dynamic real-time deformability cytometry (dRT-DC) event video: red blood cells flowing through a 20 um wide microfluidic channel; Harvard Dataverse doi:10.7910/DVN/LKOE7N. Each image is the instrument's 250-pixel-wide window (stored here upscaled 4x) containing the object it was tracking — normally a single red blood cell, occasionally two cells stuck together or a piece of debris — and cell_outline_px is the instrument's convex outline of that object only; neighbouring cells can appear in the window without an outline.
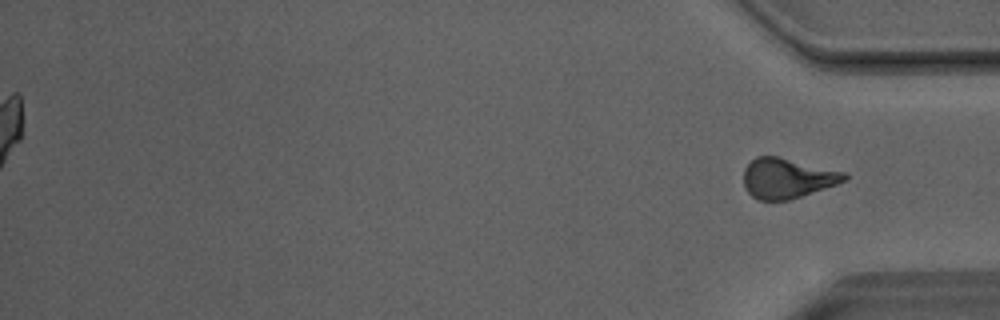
{"species": "Egyptian fruit bat (a non-hibernating species)", "species_latin": "Rousettus aegyptiacus", "temperature_condition": "room temperature", "stored_images_in_passage": 38, "segment_of_instrument_passage": [2, 2], "camera_frame_rate_fps": 3000, "um_per_image_px": 0.085, "animal": {"sex": "male"}, "frame": {"image": 1, "passage_image": 38, "time_ms": 12.333, "image_size_px": [1000, 320], "cell_outline_px": [[848, 176], [844, 180], [836, 184], [788, 200], [756, 200], [744, 188], [744, 168], [756, 156], [776, 156], [848, 172]], "centroid_in_image_um": [66.89, 15.14], "position_along_channel_um": 368.3, "area_um2": 23.41}}